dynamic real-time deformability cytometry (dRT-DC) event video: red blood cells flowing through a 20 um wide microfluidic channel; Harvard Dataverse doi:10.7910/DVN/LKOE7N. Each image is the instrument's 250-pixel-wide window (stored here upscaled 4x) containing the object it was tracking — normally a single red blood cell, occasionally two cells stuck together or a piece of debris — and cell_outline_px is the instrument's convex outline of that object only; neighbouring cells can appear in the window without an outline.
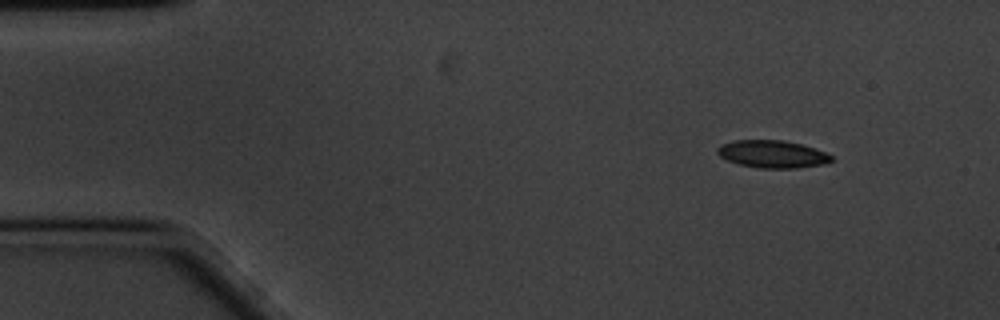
{"species": "common noctule bat (a hibernating species)", "species_latin": "Nyctalus noctula", "temperature_condition": "cold", "stored_images_in_passage": 16, "camera_frame_rate_fps": 3000, "um_per_image_px": 0.085, "animal": {"sex": "male", "body_mass_g": 20.1, "forearm_length_mm": 53.5}, "frame": {"image": 1, "passage_image": 6, "time_ms": 1.667, "image_size_px": [1000, 320], "cell_outline_px": [[832, 160], [824, 164], [796, 168], [760, 168], [740, 164], [728, 160], [720, 156], [716, 152], [716, 148], [720, 144], [732, 140], [784, 140], [800, 144], [824, 152], [832, 156]], "centroid_in_image_um": [65.6, 13.09], "position_along_channel_um": 19.4, "area_um2": 18.15}}
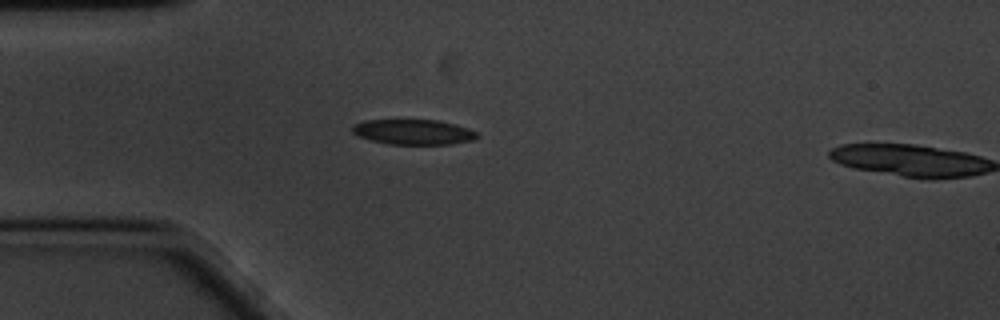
{"frame": {"image": 2, "passage_image": 15, "time_ms": 4.667, "image_size_px": [1000, 320], "cell_outline_px": [[480, 136], [476, 140], [452, 144], [388, 144], [372, 140], [360, 136], [352, 132], [352, 124], [364, 120], [440, 120], [456, 124], [468, 128], [476, 132]], "centroid_in_image_um": [35.18, 11.21], "position_along_channel_um": 49.8, "area_um2": 18.44}}